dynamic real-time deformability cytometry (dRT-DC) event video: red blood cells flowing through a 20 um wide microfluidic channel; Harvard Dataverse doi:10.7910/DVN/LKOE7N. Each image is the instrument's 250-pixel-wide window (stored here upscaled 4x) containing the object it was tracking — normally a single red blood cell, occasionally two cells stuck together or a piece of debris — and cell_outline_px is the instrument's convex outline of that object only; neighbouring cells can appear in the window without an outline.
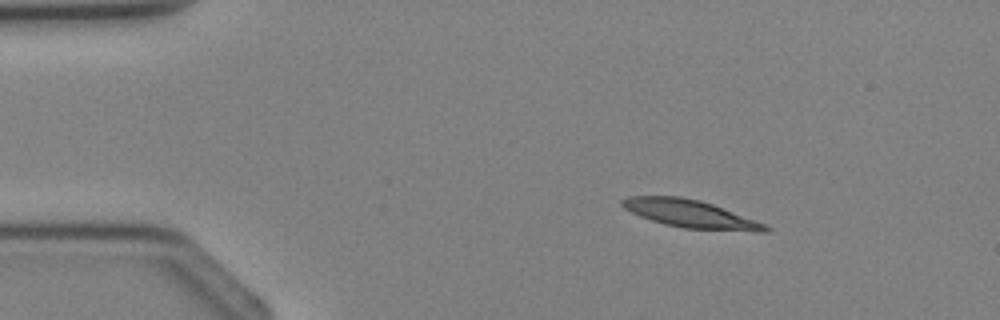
{"species": "Egyptian fruit bat (a non-hibernating species)", "species_latin": "Rousettus aegyptiacus", "temperature_condition": "cold", "stored_images_in_passage": 3, "segment_of_instrument_passage": [1, 2], "camera_frame_rate_fps": 3000, "um_per_image_px": 0.085, "animal": {"sex": "female"}, "frame": {"image": 1, "passage_image": 1, "time_ms": 0.0, "image_size_px": [1000, 320], "cell_outline_px": [[772, 228], [768, 232], [756, 232], [684, 228], [664, 224], [640, 216], [624, 208], [620, 204], [620, 200], [628, 196], [680, 196], [700, 200], [712, 204], [764, 224]], "centroid_in_image_um": [58.66, 18.18], "position_along_channel_um": 26.3, "area_um2": 23.0}}